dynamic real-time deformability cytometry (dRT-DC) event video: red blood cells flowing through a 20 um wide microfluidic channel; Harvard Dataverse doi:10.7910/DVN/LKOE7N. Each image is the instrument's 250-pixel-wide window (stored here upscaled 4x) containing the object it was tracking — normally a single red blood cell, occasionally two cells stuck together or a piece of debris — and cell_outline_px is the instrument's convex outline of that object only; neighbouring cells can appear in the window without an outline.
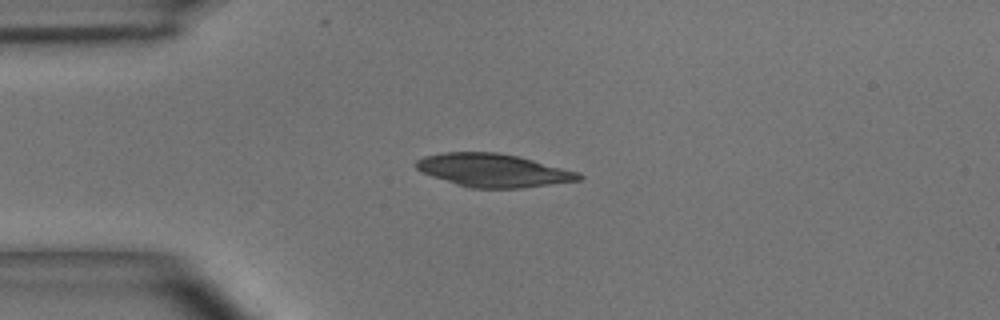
{"species": "common noctule bat (a hibernating species)", "species_latin": "Nyctalus noctula", "temperature_condition": "room temperature", "stored_images_in_passage": 49, "camera_frame_rate_fps": 3000, "um_per_image_px": 0.085, "animal": {"sex": "male", "body_mass_g": 15.6}, "frame": {"image": 1, "passage_image": 12, "time_ms": 3.667, "image_size_px": [1000, 320], "cell_outline_px": [[584, 176], [580, 180], [520, 188], [472, 188], [456, 184], [432, 176], [416, 168], [416, 160], [424, 156], [444, 152], [496, 152], [520, 156], [580, 172]], "centroid_in_image_um": [41.96, 14.47], "position_along_channel_um": 43.0, "area_um2": 31.39}}
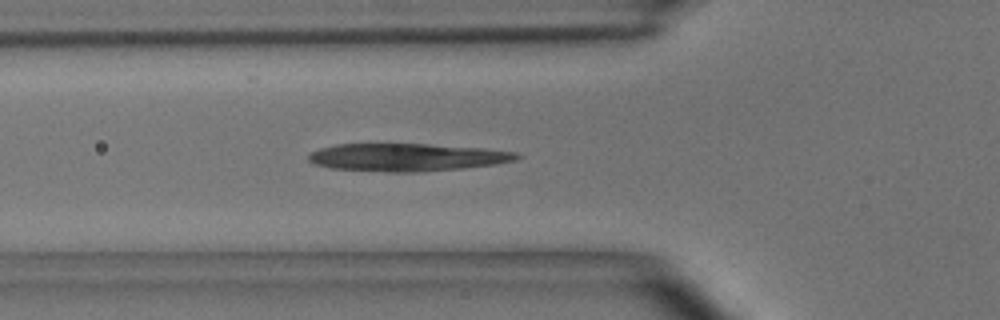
{"frame": {"image": 2, "passage_image": 17, "time_ms": 5.333, "image_size_px": [1000, 320], "cell_outline_px": [[524, 156], [516, 160], [496, 164], [464, 168], [424, 172], [388, 172], [332, 168], [312, 164], [308, 160], [308, 152], [320, 148], [336, 144], [428, 144], [484, 148], [516, 152]], "centroid_in_image_um": [34.6, 13.37], "position_along_channel_um": 91.2, "area_um2": 33.99}}
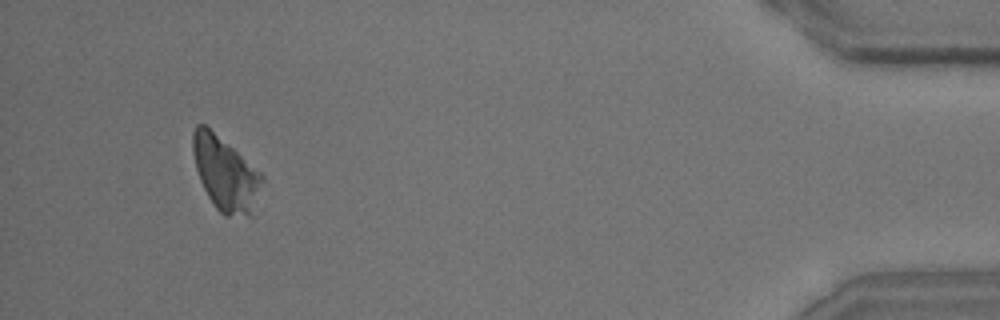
{"frame": {"image": 3, "passage_image": 46, "time_ms": 15.0, "image_size_px": [1000, 320], "cell_outline_px": [[264, 180], [256, 216], [224, 216], [216, 208], [208, 196], [200, 180], [196, 168], [192, 152], [192, 132], [196, 124], [204, 124], [260, 172], [264, 176]], "centroid_in_image_um": [19.2, 14.85], "position_along_channel_um": 416.0, "area_um2": 30.06}}